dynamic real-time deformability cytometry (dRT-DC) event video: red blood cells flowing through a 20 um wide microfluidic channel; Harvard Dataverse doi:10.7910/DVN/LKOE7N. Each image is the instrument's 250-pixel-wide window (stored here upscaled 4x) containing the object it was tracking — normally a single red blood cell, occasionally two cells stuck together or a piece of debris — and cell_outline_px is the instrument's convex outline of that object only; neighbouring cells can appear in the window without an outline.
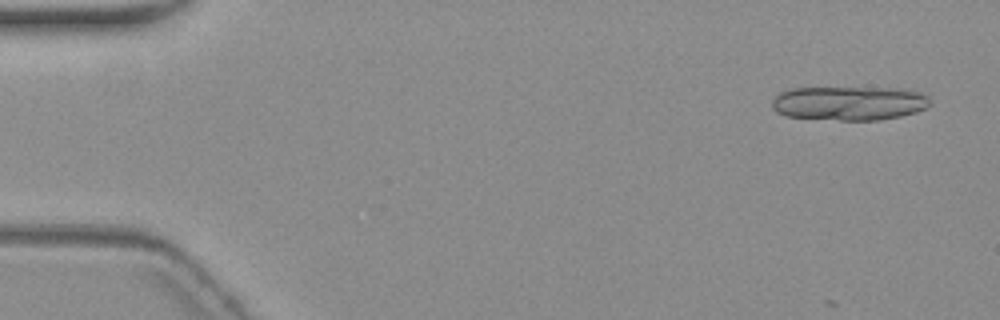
{"species": "common noctule bat (a hibernating species)", "species_latin": "Nyctalus noctula", "temperature_condition": "warm", "stored_images_in_passage": 2, "camera_frame_rate_fps": 3000, "um_per_image_px": 0.085, "animal": {"sex": "female", "body_mass_g": 19.3, "forearm_length_mm": 54.1}, "frame": {"image": 1, "passage_image": 2, "time_ms": 1.333, "image_size_px": [1000, 320], "cell_outline_px": [[928, 104], [924, 108], [916, 112], [900, 116], [880, 120], [840, 120], [784, 116], [776, 112], [772, 108], [772, 100], [780, 92], [792, 88], [884, 88], [920, 92], [928, 96]], "centroid_in_image_um": [72.11, 8.78], "position_along_channel_um": 12.9, "area_um2": 31.15}}